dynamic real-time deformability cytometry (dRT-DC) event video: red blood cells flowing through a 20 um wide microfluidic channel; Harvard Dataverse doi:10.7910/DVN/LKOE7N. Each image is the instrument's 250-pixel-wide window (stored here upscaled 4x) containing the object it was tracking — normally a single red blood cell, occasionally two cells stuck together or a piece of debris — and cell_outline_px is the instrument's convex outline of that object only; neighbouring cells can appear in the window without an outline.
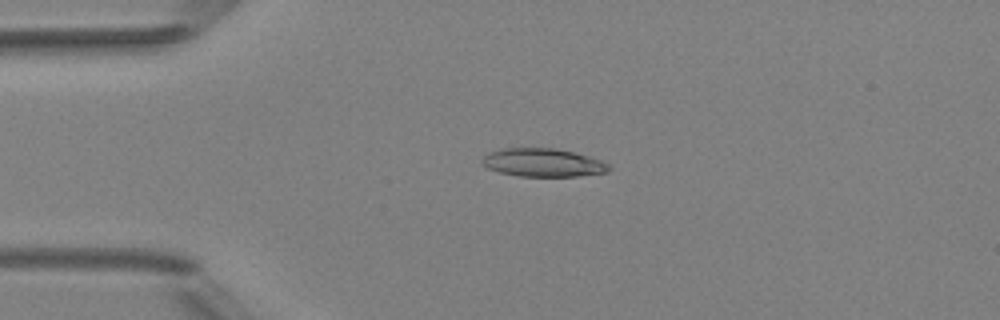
{"species": "Egyptian fruit bat (a non-hibernating species)", "species_latin": "Rousettus aegyptiacus", "temperature_condition": "room temperature", "stored_images_in_passage": 2, "camera_frame_rate_fps": 3000, "um_per_image_px": 0.085, "animal": {"sex": "female"}, "frame": {"image": 1, "passage_image": 1, "time_ms": 0.0, "image_size_px": [1000, 320], "cell_outline_px": [[612, 168], [608, 172], [576, 176], [520, 176], [500, 172], [488, 168], [480, 164], [480, 160], [488, 152], [500, 148], [556, 148], [604, 160]], "centroid_in_image_um": [46.14, 13.81], "position_along_channel_um": 38.9, "area_um2": 21.04}}